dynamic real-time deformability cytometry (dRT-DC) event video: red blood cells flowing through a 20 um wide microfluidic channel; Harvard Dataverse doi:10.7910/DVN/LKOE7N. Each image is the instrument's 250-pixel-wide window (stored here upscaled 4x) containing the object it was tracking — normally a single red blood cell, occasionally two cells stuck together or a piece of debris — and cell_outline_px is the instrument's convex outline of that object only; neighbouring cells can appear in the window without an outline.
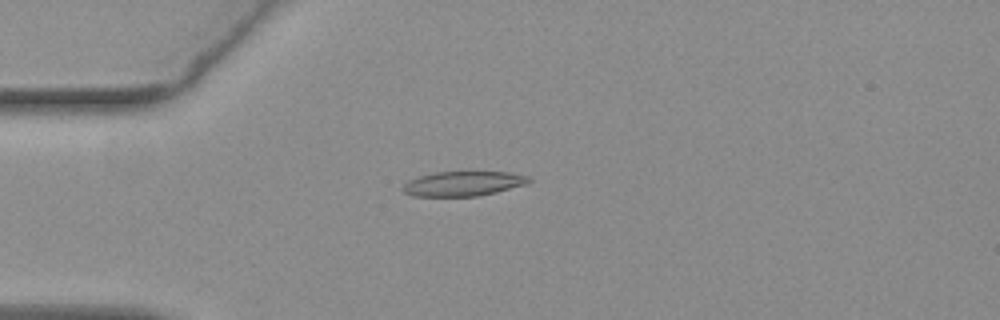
{"species": "common noctule bat (a hibernating species)", "species_latin": "Nyctalus noctula", "temperature_condition": "warm", "stored_images_in_passage": 55, "camera_frame_rate_fps": 3000, "um_per_image_px": 0.085, "animal": {"sex": "female", "body_mass_g": 19.3, "forearm_length_mm": 54.1}, "frame": {"image": 1, "passage_image": 15, "time_ms": 4.667, "image_size_px": [1000, 320], "cell_outline_px": [[532, 180], [528, 184], [480, 196], [412, 196], [404, 192], [404, 184], [408, 180], [420, 176], [436, 172], [508, 172], [532, 176]], "centroid_in_image_um": [39.44, 15.61], "position_along_channel_um": 45.6, "area_um2": 18.21}}
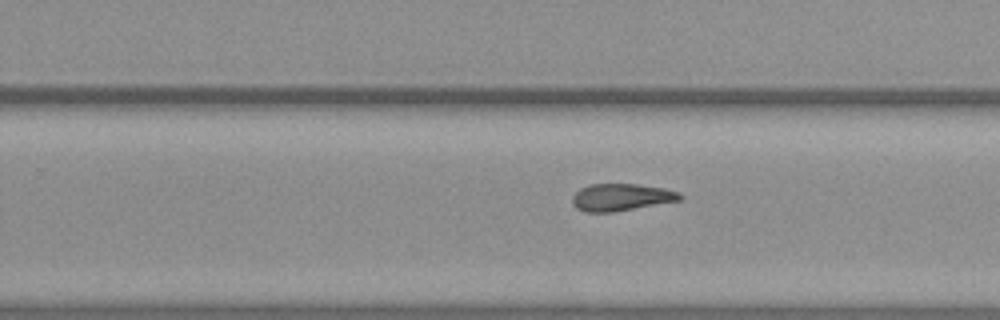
{"frame": {"image": 2, "passage_image": 35, "time_ms": 11.333, "image_size_px": [1000, 320], "cell_outline_px": [[684, 196], [680, 200], [612, 212], [584, 212], [576, 208], [572, 204], [572, 196], [580, 188], [588, 184], [636, 184], [664, 188], [680, 192]], "centroid_in_image_um": [52.78, 16.76], "position_along_channel_um": 277.0, "area_um2": 17.05}}
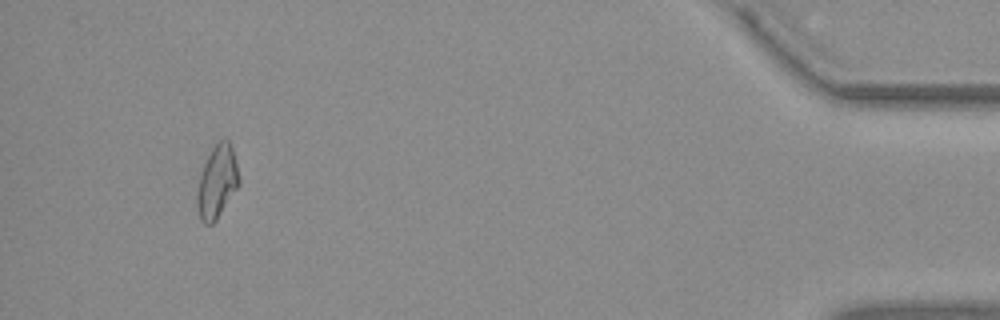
{"frame": {"image": 3, "passage_image": 52, "time_ms": 17.0, "image_size_px": [1000, 320], "cell_outline_px": [[240, 184], [216, 220], [212, 224], [204, 224], [200, 220], [196, 204], [196, 192], [200, 172], [212, 148], [220, 140], [228, 140], [232, 148], [236, 160], [240, 180]], "centroid_in_image_um": [18.44, 15.49], "position_along_channel_um": 416.8, "area_um2": 17.86}, "authors_computed_cell_mechanics": {"area_um2": 17.8024, "velocity_mm_per_s": 3.757, "shape_relaxation_time_tau1_ms": null, "shape_relaxation_time_tau2_ms": 8.7488, "deformation_change_tau1": null, "deformation_change_tau2": 0.1886}}